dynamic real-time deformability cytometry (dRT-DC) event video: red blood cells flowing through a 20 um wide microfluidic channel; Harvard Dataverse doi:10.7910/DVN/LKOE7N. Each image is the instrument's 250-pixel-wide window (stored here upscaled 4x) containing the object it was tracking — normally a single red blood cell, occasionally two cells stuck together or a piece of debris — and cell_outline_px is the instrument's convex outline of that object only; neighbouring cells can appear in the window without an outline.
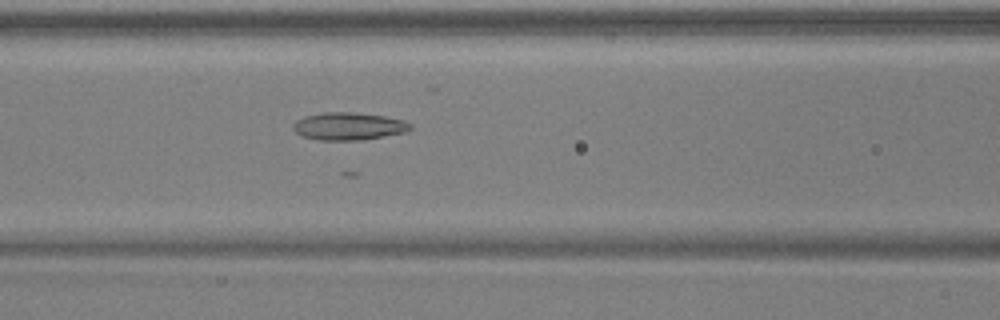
{"species": "common noctule bat (a hibernating species)", "species_latin": "Nyctalus noctula", "temperature_condition": "warm", "stored_images_in_passage": 33, "camera_frame_rate_fps": 3000, "um_per_image_px": 0.085, "animal": {"sex": "male", "body_mass_g": 17.9, "forearm_length_mm": 54.2}, "frame": {"image": 1, "passage_image": 12, "time_ms": 3.667, "image_size_px": [1000, 320], "cell_outline_px": [[412, 128], [404, 132], [364, 140], [320, 140], [304, 136], [296, 132], [292, 128], [292, 124], [296, 120], [304, 116], [324, 112], [352, 112], [384, 116], [404, 120], [412, 124]], "centroid_in_image_um": [29.63, 10.72], "position_along_channel_um": 137.0, "area_um2": 18.84}}
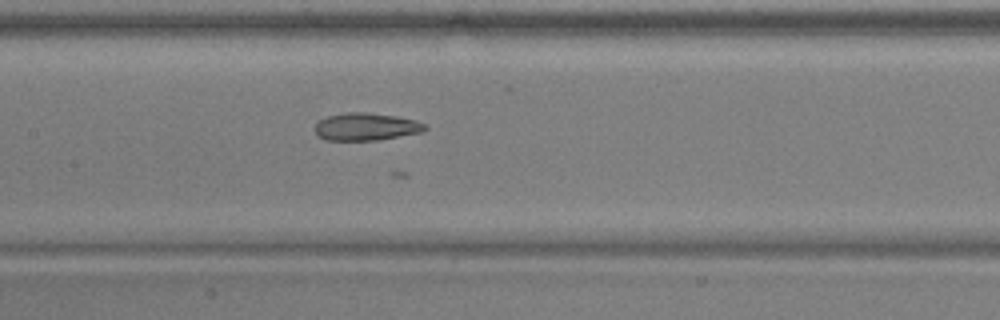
{"frame": {"image": 2, "passage_image": 15, "time_ms": 4.667, "image_size_px": [1000, 320], "cell_outline_px": [[428, 128], [420, 132], [376, 140], [324, 140], [312, 128], [320, 120], [328, 116], [348, 112], [368, 112], [396, 116], [416, 120], [428, 124]], "centroid_in_image_um": [31.12, 10.76], "position_along_channel_um": 176.3, "area_um2": 17.63}}
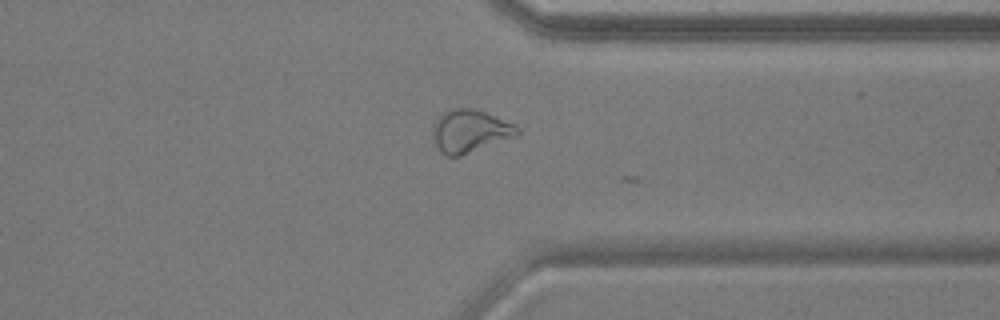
{"frame": {"image": 3, "passage_image": 30, "time_ms": 9.667, "image_size_px": [1000, 320], "cell_outline_px": [[520, 132], [516, 136], [460, 156], [448, 156], [440, 152], [432, 136], [432, 124], [448, 108], [476, 108], [516, 124], [520, 128]], "centroid_in_image_um": [39.95, 11.12], "position_along_channel_um": 371.5, "area_um2": 21.27}}